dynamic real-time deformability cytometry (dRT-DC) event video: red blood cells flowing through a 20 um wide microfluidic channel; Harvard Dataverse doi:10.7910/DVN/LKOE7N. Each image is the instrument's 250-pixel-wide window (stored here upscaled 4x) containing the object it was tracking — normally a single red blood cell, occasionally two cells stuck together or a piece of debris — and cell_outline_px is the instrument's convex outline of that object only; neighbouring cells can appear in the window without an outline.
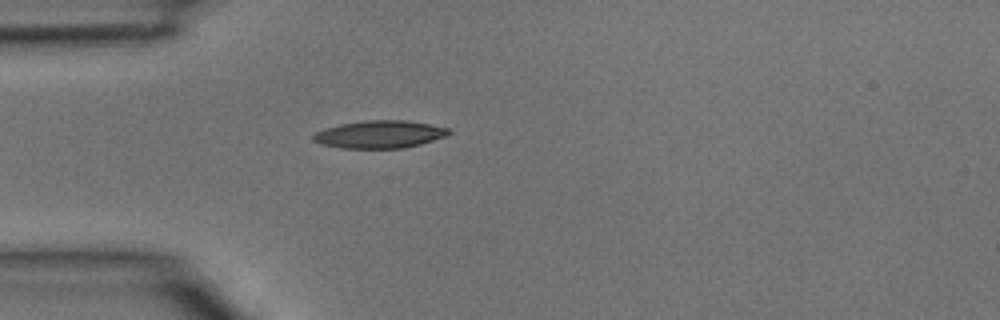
{"species": "common noctule bat (a hibernating species)", "species_latin": "Nyctalus noctula", "temperature_condition": "room temperature", "stored_images_in_passage": 1, "camera_frame_rate_fps": 3000, "um_per_image_px": 0.085, "animal": {"sex": "male", "body_mass_g": 15.6}, "frame": {"image": 1, "passage_image": 1, "time_ms": 0.0, "image_size_px": [1000, 320], "cell_outline_px": [[452, 132], [448, 136], [420, 144], [404, 148], [340, 148], [320, 144], [312, 140], [312, 136], [316, 132], [324, 128], [340, 124], [368, 120], [404, 120], [428, 124], [448, 128]], "centroid_in_image_um": [32.26, 11.42], "position_along_channel_um": 52.7, "area_um2": 21.85}}